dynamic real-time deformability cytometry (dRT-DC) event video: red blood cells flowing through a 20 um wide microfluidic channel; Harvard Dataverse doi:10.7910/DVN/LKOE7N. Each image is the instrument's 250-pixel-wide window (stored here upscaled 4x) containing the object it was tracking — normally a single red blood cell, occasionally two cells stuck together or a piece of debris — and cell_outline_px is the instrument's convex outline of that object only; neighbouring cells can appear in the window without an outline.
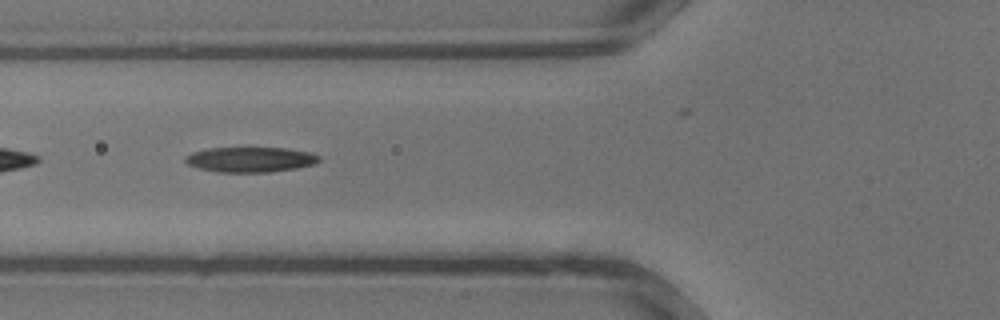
{"species": "common noctule bat (a hibernating species)", "species_latin": "Nyctalus noctula", "temperature_condition": "warm", "stored_images_in_passage": 36, "segment_of_instrument_passage": [2, 2], "camera_frame_rate_fps": 3000, "um_per_image_px": 0.085, "animal": {"sex": "male", "body_mass_g": 13.3}, "frame": {"image": 1, "passage_image": 14, "time_ms": 4.333, "image_size_px": [1000, 320], "cell_outline_px": [[320, 160], [316, 164], [296, 168], [268, 172], [220, 172], [200, 168], [188, 164], [184, 160], [184, 156], [192, 152], [208, 148], [288, 148], [312, 152], [320, 156]], "centroid_in_image_um": [21.32, 13.55], "position_along_channel_um": 104.5, "area_um2": 19.65}}
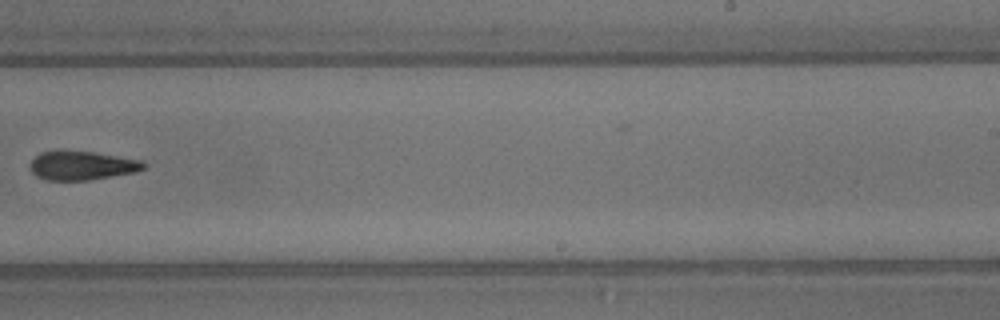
{"frame": {"image": 2, "passage_image": 23, "time_ms": 7.333, "image_size_px": [1000, 320], "cell_outline_px": [[148, 164], [144, 168], [132, 172], [88, 180], [48, 180], [36, 176], [28, 168], [32, 160], [40, 152], [56, 148], [92, 152], [144, 160]], "centroid_in_image_um": [6.91, 14.03], "position_along_channel_um": 282.1, "area_um2": 19.48}}
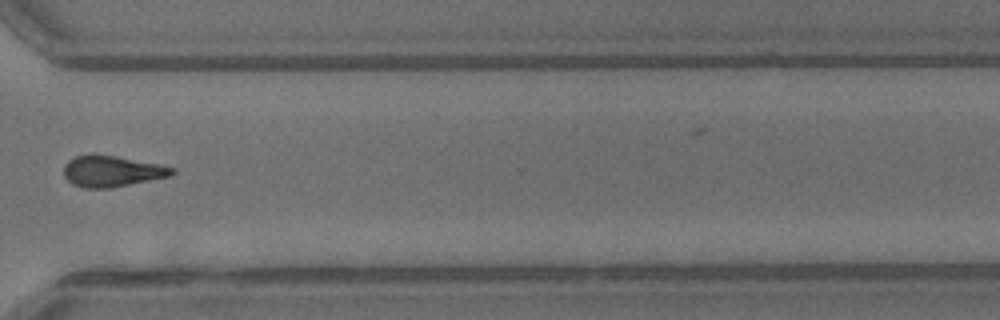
{"frame": {"image": 3, "passage_image": 27, "time_ms": 8.667, "image_size_px": [1000, 320], "cell_outline_px": [[176, 172], [172, 176], [108, 188], [84, 188], [72, 184], [64, 176], [64, 164], [68, 160], [76, 156], [92, 152], [96, 152], [176, 168]], "centroid_in_image_um": [9.47, 14.53], "position_along_channel_um": 361.1, "area_um2": 19.83}}